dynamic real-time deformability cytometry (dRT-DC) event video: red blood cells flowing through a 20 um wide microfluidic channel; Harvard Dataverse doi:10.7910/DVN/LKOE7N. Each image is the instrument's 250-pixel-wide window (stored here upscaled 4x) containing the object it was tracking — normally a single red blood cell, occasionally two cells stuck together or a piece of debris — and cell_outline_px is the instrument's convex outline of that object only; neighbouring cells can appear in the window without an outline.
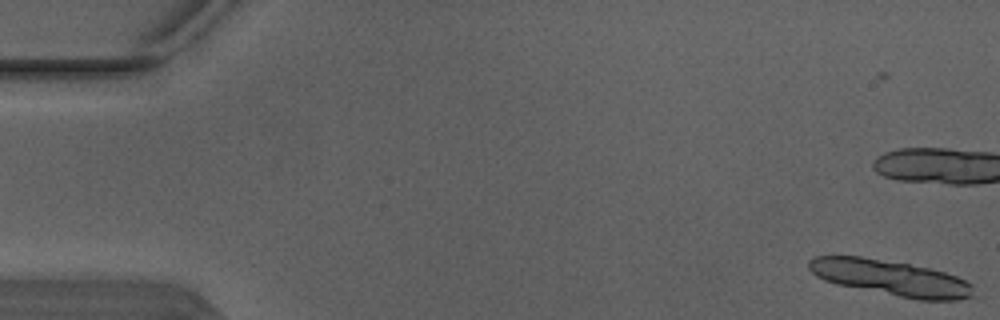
{"species": "Egyptian fruit bat (a non-hibernating species)", "species_latin": "Rousettus aegyptiacus", "temperature_condition": "warm", "stored_images_in_passage": 5, "camera_frame_rate_fps": 3000, "um_per_image_px": 0.085, "animal": {"sex": "male"}, "frame": {"image": 1, "passage_image": 1, "time_ms": 0.0, "image_size_px": [1000, 320], "cell_outline_px": [[972, 296], [960, 300], [916, 300], [836, 284], [824, 280], [816, 276], [808, 268], [808, 260], [812, 256], [860, 256], [908, 264], [928, 268], [944, 272], [956, 276], [972, 284]], "centroid_in_image_um": [75.67, 23.62], "position_along_channel_um": 9.3, "area_um2": 34.04}}